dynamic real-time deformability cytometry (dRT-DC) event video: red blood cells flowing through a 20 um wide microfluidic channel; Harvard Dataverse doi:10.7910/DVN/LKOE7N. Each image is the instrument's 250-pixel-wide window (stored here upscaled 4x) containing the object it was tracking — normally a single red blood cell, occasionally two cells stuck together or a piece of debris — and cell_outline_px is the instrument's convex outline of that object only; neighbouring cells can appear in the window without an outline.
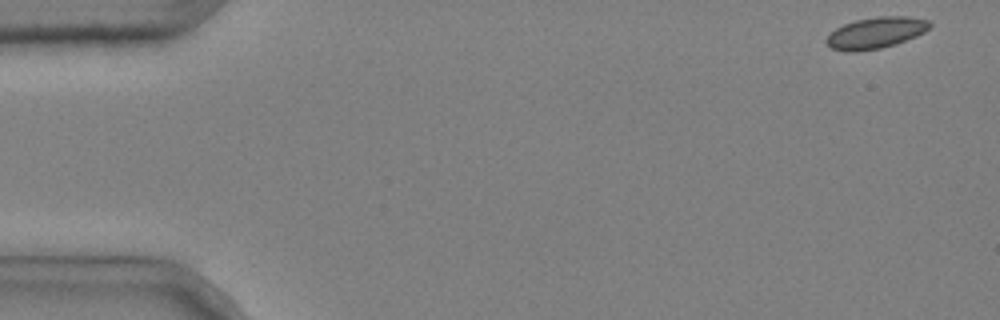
{"species": "common noctule bat (a hibernating species)", "species_latin": "Nyctalus noctula", "temperature_condition": "cold", "stored_images_in_passage": 6, "camera_frame_rate_fps": 3000, "um_per_image_px": 0.085, "animal": {"sex": "male", "body_mass_g": 20.4}, "frame": {"image": 1, "passage_image": 1, "time_ms": 0.0, "image_size_px": [1000, 320], "cell_outline_px": [[932, 24], [924, 32], [916, 36], [896, 44], [880, 48], [856, 52], [844, 52], [832, 48], [824, 40], [836, 28], [844, 24], [856, 20], [880, 16], [908, 16], [928, 20]], "centroid_in_image_um": [74.44, 2.79], "position_along_channel_um": 10.6, "area_um2": 18.79}}